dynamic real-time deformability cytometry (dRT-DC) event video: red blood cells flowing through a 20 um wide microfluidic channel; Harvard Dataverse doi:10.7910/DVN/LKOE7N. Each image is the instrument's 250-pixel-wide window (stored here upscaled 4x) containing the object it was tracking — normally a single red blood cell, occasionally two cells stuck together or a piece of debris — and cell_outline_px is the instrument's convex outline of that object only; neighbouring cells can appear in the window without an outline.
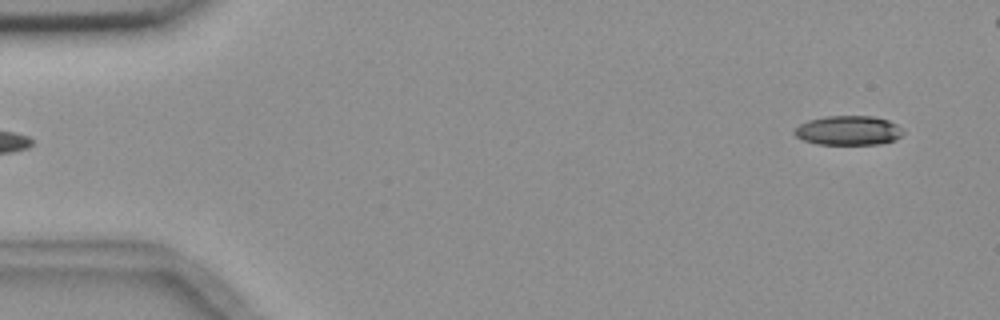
{"species": "common noctule bat (a hibernating species)", "species_latin": "Nyctalus noctula", "temperature_condition": "room temperature", "stored_images_in_passage": 4, "segment_of_instrument_passage": [2, 2], "camera_frame_rate_fps": 3000, "um_per_image_px": 0.085, "animal": {"sex": "female", "body_mass_g": 18.4}, "frame": {"image": 1, "passage_image": 4, "time_ms": 4.333, "image_size_px": [1000, 320], "cell_outline_px": [[904, 132], [896, 140], [880, 144], [816, 144], [804, 140], [796, 136], [792, 132], [800, 124], [808, 120], [824, 116], [872, 116], [888, 120], [896, 124]], "centroid_in_image_um": [72.1, 11.09], "position_along_channel_um": 12.9, "area_um2": 18.61}}